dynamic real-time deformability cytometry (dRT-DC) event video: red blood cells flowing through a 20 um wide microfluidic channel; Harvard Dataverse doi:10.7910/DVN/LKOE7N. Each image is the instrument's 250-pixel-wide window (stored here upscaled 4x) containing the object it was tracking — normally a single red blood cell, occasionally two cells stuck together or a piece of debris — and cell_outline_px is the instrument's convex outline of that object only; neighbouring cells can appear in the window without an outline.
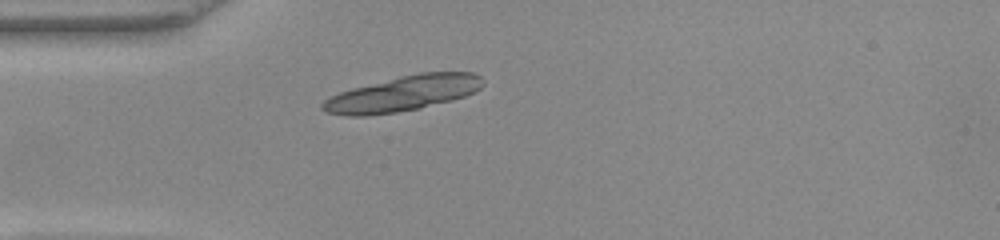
{"species": "common noctule bat (a hibernating species)", "species_latin": "Nyctalus noctula", "temperature_condition": "warm", "stored_images_in_passage": 37, "camera_frame_rate_fps": 3000, "um_per_image_px": 0.085, "animal": {"sex": "female", "body_mass_g": 22.0, "forearm_length_mm": 56.7}, "frame": {"image": 1, "passage_image": 1, "time_ms": 0.0, "image_size_px": [1000, 240], "cell_outline_px": [[484, 84], [476, 92], [452, 100], [420, 108], [396, 112], [364, 116], [348, 116], [324, 112], [320, 108], [320, 104], [324, 100], [340, 92], [352, 88], [400, 76], [420, 72], [472, 72], [480, 76], [484, 80]], "centroid_in_image_um": [34.25, 7.95], "position_along_channel_um": 50.8, "area_um2": 33.0}}